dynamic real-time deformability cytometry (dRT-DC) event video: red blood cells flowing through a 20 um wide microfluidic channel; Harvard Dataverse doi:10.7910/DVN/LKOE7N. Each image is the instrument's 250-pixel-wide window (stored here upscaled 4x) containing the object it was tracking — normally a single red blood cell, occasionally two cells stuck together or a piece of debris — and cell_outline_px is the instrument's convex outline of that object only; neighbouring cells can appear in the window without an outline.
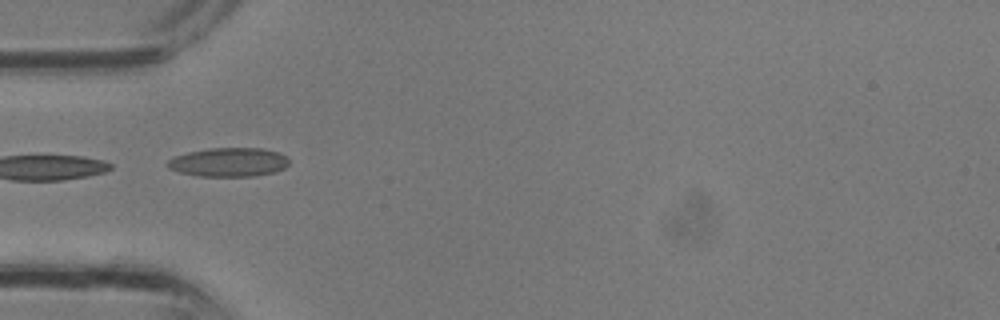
{"species": "common noctule bat (a hibernating species)", "species_latin": "Nyctalus noctula", "temperature_condition": "room temperature", "stored_images_in_passage": 23, "camera_frame_rate_fps": 3000, "um_per_image_px": 0.085, "animal": {"sex": "male", "body_mass_g": 13.3}, "frame": {"image": 1, "passage_image": 1, "time_ms": 0.0, "image_size_px": [1000, 320], "cell_outline_px": [[288, 164], [284, 168], [276, 172], [252, 176], [196, 176], [180, 172], [168, 168], [164, 164], [168, 160], [176, 156], [188, 152], [212, 148], [260, 148], [280, 152], [288, 160]], "centroid_in_image_um": [19.43, 13.79], "position_along_channel_um": 65.6, "area_um2": 20.46}}